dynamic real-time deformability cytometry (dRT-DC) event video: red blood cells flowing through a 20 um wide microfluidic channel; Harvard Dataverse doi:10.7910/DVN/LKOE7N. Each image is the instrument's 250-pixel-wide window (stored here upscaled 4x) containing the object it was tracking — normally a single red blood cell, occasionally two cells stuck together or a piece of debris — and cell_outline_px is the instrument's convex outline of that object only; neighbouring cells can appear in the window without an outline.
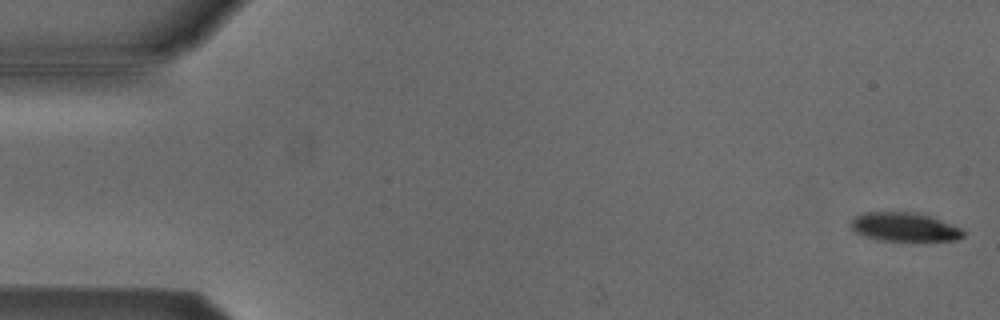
{"species": "Egyptian fruit bat (a non-hibernating species)", "species_latin": "Rousettus aegyptiacus", "temperature_condition": "cold", "stored_images_in_passage": 27, "camera_frame_rate_fps": 3000, "um_per_image_px": 0.085, "animal": {"sex": "male"}, "frame": {"image": 1, "passage_image": 1, "time_ms": 0.0, "image_size_px": [1000, 320], "cell_outline_px": [[964, 236], [956, 240], [880, 240], [864, 236], [856, 232], [852, 228], [852, 220], [856, 216], [864, 212], [912, 212], [928, 216], [940, 220], [960, 228], [964, 232]], "centroid_in_image_um": [76.86, 19.29], "position_along_channel_um": 8.1, "area_um2": 18.38}}
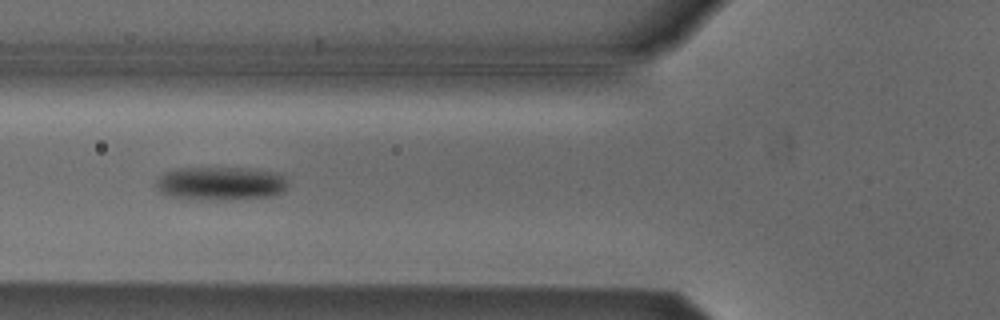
{"frame": {"image": 2, "passage_image": 20, "time_ms": 6.333, "image_size_px": [1000, 320], "cell_outline_px": [[288, 184], [284, 192], [272, 196], [168, 196], [160, 192], [156, 184], [160, 176], [164, 172], [176, 168], [244, 168], [276, 172], [284, 176]], "centroid_in_image_um": [18.79, 15.51], "position_along_channel_um": 107.0, "area_um2": 24.1}}
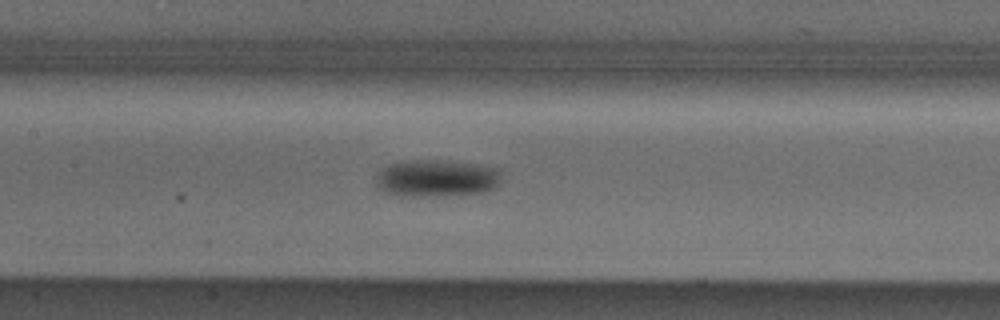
{"frame": {"image": 3, "passage_image": 25, "time_ms": 8.0, "image_size_px": [1000, 320], "cell_outline_px": [[500, 184], [484, 192], [444, 196], [400, 196], [384, 192], [376, 184], [376, 176], [388, 164], [404, 160], [448, 160], [476, 164], [500, 168]], "centroid_in_image_um": [37.12, 15.14], "position_along_channel_um": 170.3, "area_um2": 27.51}}